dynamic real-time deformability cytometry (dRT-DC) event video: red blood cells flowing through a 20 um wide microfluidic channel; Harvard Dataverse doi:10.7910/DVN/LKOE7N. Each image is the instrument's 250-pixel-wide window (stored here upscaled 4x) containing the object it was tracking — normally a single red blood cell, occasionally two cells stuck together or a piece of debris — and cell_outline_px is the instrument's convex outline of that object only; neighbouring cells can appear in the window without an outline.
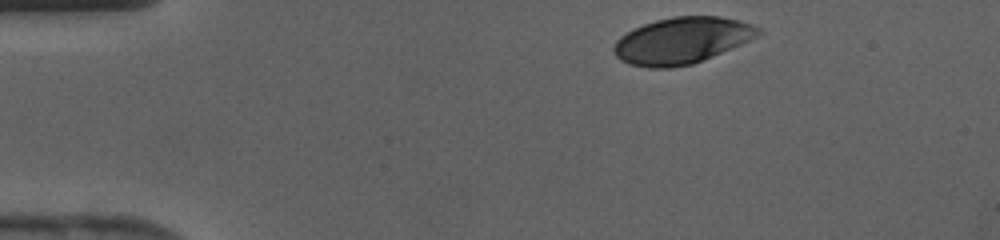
{"species": "human", "species_latin": "Homo sapiens", "temperature_condition": "cold", "stored_images_in_passage": 30, "camera_frame_rate_fps": 3000, "um_per_image_px": 0.085, "donor": {"sex": "female"}, "frame": {"image": 1, "passage_image": 1, "time_ms": 0.0, "image_size_px": [1000, 240], "cell_outline_px": [[764, 32], [740, 44], [712, 56], [692, 64], [668, 68], [648, 68], [628, 64], [620, 60], [616, 56], [612, 48], [616, 40], [620, 36], [644, 24], [656, 20], [672, 16], [720, 16], [752, 24], [764, 28]], "centroid_in_image_um": [57.95, 3.44], "position_along_channel_um": 27.1, "area_um2": 38.96}}
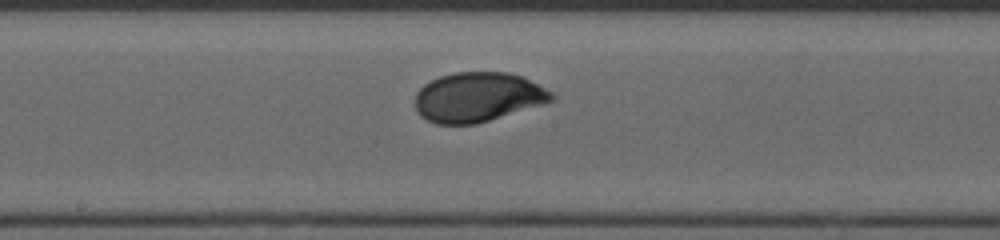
{"frame": {"image": 2, "passage_image": 17, "time_ms": 5.333, "image_size_px": [1000, 240], "cell_outline_px": [[556, 96], [552, 100], [540, 104], [476, 124], [436, 124], [420, 116], [416, 108], [416, 92], [424, 84], [440, 76], [456, 72], [508, 72], [524, 76], [552, 92]], "centroid_in_image_um": [40.6, 8.24], "position_along_channel_um": 207.6, "area_um2": 39.13}}
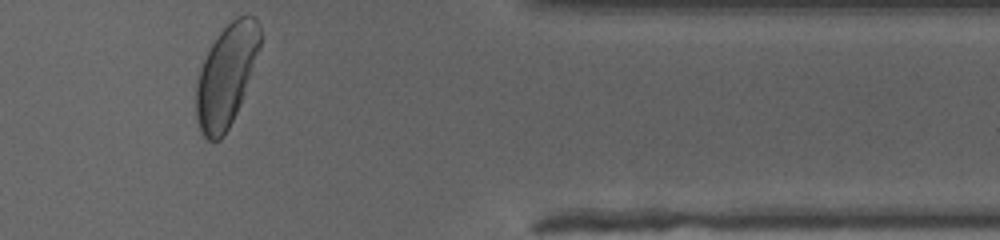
{"frame": {"image": 3, "passage_image": 30, "time_ms": 9.667, "image_size_px": [1000, 240], "cell_outline_px": [[260, 48], [240, 104], [224, 136], [220, 140], [208, 140], [200, 132], [196, 116], [196, 80], [204, 60], [216, 36], [236, 16], [252, 16], [260, 24]], "centroid_in_image_um": [19.22, 6.43], "position_along_channel_um": 392.2, "area_um2": 37.45}}